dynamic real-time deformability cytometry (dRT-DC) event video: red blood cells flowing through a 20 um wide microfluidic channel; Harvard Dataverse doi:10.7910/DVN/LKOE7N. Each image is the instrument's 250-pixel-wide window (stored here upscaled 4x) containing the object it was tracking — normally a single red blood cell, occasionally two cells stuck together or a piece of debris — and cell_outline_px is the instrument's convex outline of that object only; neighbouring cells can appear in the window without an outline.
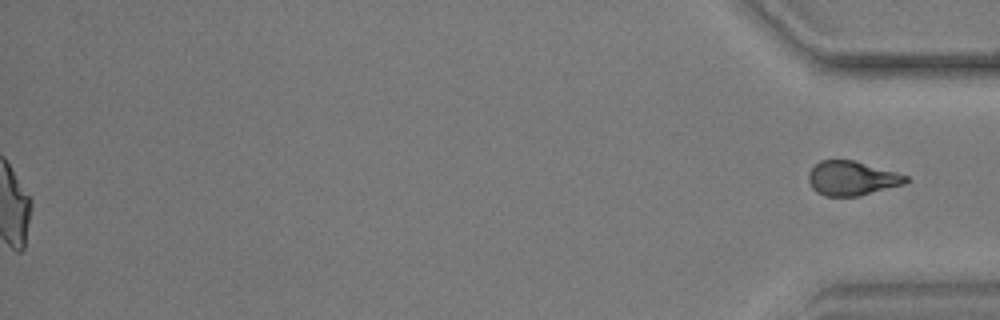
{"species": "common noctule bat (a hibernating species)", "species_latin": "Nyctalus noctula", "temperature_condition": "warm", "stored_images_in_passage": 49, "segment_of_instrument_passage": [2, 2], "camera_frame_rate_fps": 3000, "um_per_image_px": 0.085, "animal": {"sex": "male", "body_mass_g": 17.9, "forearm_length_mm": 54.2}, "frame": {"image": 1, "passage_image": 49, "time_ms": 16.0, "image_size_px": [1000, 320], "cell_outline_px": [[908, 180], [904, 184], [860, 196], [824, 196], [816, 192], [812, 188], [808, 180], [808, 172], [820, 160], [852, 160], [896, 172], [908, 176]], "centroid_in_image_um": [72.38, 15.16], "position_along_channel_um": 362.8, "area_um2": 19.42}}